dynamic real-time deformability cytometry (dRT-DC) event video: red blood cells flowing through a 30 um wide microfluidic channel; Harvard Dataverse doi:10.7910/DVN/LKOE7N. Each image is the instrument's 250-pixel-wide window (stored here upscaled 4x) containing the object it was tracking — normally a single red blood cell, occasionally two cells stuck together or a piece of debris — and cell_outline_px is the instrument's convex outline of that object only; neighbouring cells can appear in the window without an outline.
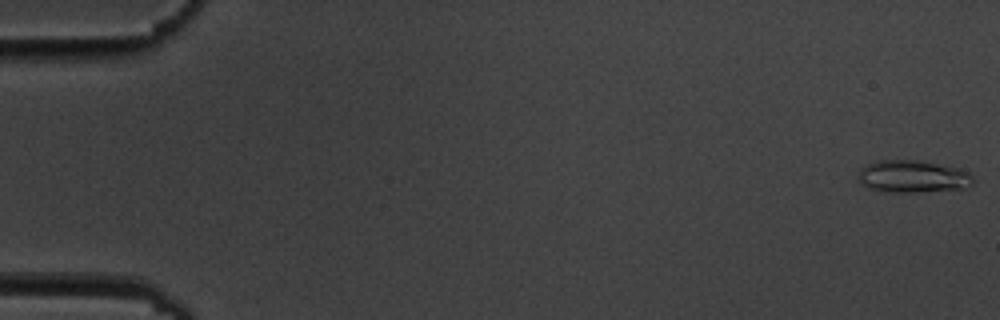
{"species": "common noctule bat (a hibernating species)", "species_latin": "Nyctalus noctula", "temperature_condition": "cold", "stored_images_in_passage": 6, "camera_frame_rate_fps": 3000, "um_per_image_px": 0.085, "animal": {"sex": "male", "body_mass_g": 19.5, "forearm_length_mm": 54.6}, "frame": {"image": 1, "passage_image": 1, "time_ms": 0.0, "image_size_px": [1000, 320], "cell_outline_px": [[976, 180], [972, 184], [964, 188], [916, 192], [888, 192], [868, 188], [860, 184], [860, 168], [868, 164], [880, 160], [916, 160], [960, 168], [968, 172]], "centroid_in_image_um": [77.6, 15.0], "position_along_channel_um": 7.4, "area_um2": 21.56}}
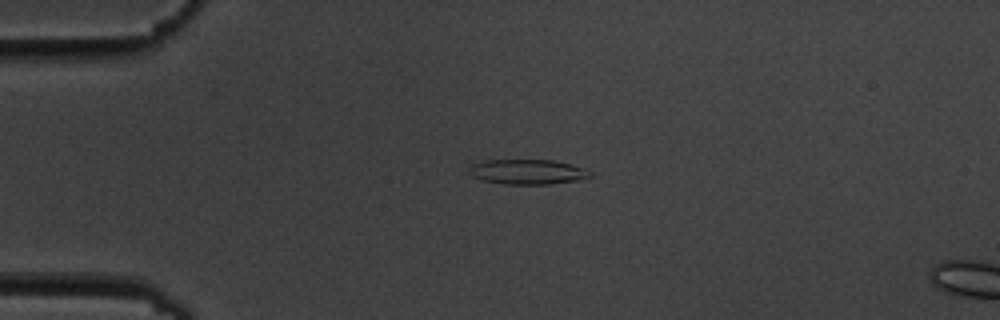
{"frame": {"image": 2, "passage_image": 4, "time_ms": 4.333, "image_size_px": [1000, 320], "cell_outline_px": [[592, 176], [580, 180], [548, 184], [504, 184], [484, 180], [472, 176], [468, 172], [468, 168], [472, 164], [484, 160], [552, 160], [572, 164], [584, 168], [592, 172]], "centroid_in_image_um": [44.85, 14.6], "position_along_channel_um": 40.1, "area_um2": 17.69}}